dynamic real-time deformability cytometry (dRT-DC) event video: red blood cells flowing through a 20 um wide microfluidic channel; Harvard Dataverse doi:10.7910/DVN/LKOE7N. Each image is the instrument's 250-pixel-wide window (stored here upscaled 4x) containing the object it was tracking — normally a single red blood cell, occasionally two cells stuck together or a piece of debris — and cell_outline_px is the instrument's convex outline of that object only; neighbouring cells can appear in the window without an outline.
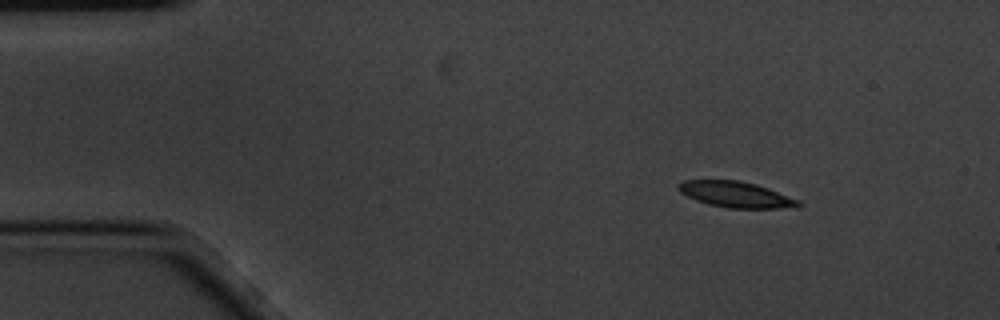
{"species": "common noctule bat (a hibernating species)", "species_latin": "Nyctalus noctula", "temperature_condition": "cold", "stored_images_in_passage": 5, "camera_frame_rate_fps": 3000, "um_per_image_px": 0.085, "animal": {"sex": "male", "body_mass_g": 20.1, "forearm_length_mm": 53.5}, "frame": {"image": 1, "passage_image": 2, "time_ms": 0.333, "image_size_px": [1000, 320], "cell_outline_px": [[800, 204], [796, 208], [728, 208], [708, 204], [696, 200], [680, 192], [676, 188], [676, 184], [684, 180], [740, 180], [756, 184], [768, 188], [800, 200]], "centroid_in_image_um": [62.54, 16.53], "position_along_channel_um": 22.5, "area_um2": 18.21}}
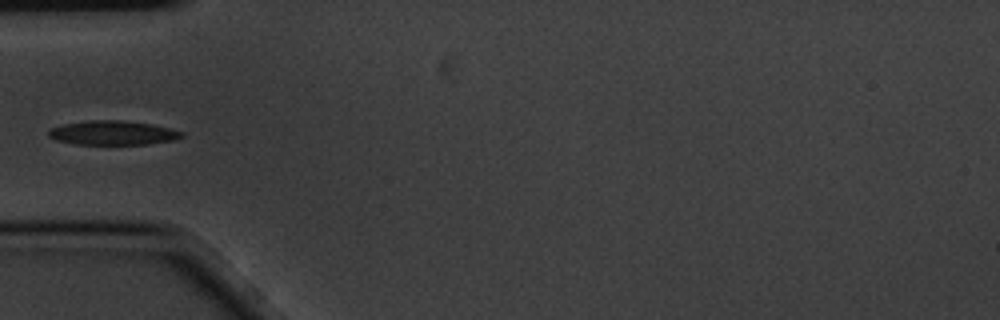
{"frame": {"image": 2, "passage_image": 5, "time_ms": 1.333, "image_size_px": [1000, 320], "cell_outline_px": [[184, 136], [172, 140], [148, 144], [76, 144], [56, 140], [48, 136], [48, 128], [64, 124], [88, 120], [124, 120], [152, 124], [184, 132]], "centroid_in_image_um": [9.56, 11.28], "position_along_channel_um": 75.4, "area_um2": 18.79}}